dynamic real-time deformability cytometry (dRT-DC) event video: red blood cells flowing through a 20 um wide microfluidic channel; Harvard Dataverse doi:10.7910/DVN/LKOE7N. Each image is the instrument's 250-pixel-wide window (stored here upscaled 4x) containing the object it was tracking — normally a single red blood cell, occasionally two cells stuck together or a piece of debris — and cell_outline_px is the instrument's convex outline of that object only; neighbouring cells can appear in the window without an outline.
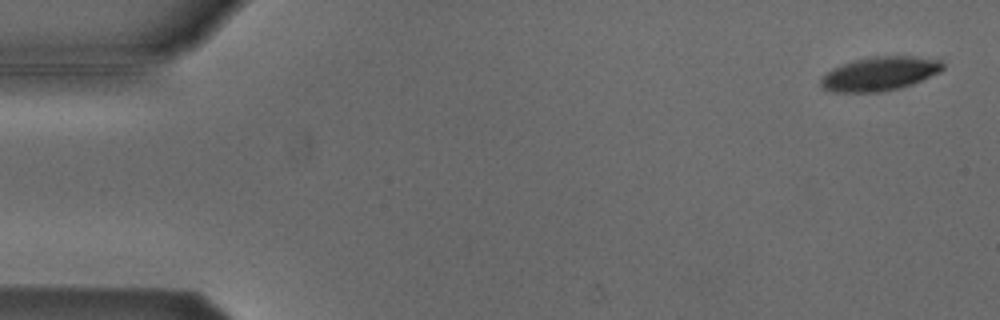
{"species": "Egyptian fruit bat (a non-hibernating species)", "species_latin": "Rousettus aegyptiacus", "temperature_condition": "cold", "stored_images_in_passage": 54, "camera_frame_rate_fps": 3000, "um_per_image_px": 0.085, "animal": {"sex": "male"}, "frame": {"image": 1, "passage_image": 2, "time_ms": 0.333, "image_size_px": [1000, 320], "cell_outline_px": [[944, 68], [940, 72], [912, 84], [900, 88], [880, 92], [832, 92], [824, 88], [820, 84], [820, 80], [832, 68], [868, 56], [912, 56], [940, 60], [944, 64]], "centroid_in_image_um": [74.79, 6.27], "position_along_channel_um": 10.2, "area_um2": 23.99}}
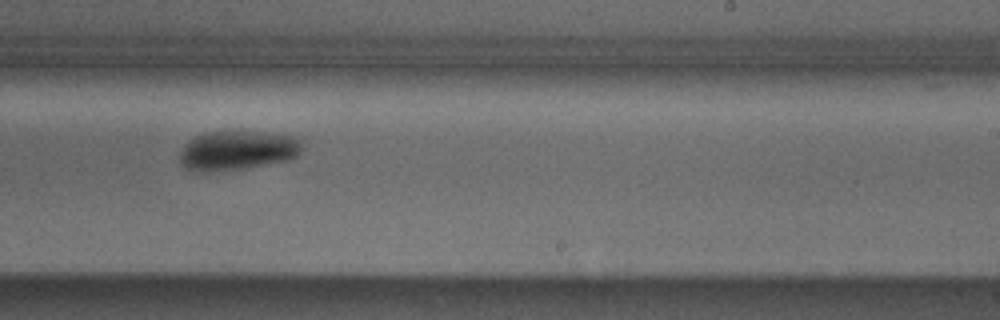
{"frame": {"image": 2, "passage_image": 33, "time_ms": 10.667, "image_size_px": [1000, 320], "cell_outline_px": [[304, 148], [296, 156], [288, 160], [248, 168], [212, 172], [200, 172], [184, 168], [180, 164], [180, 152], [184, 144], [196, 136], [204, 132], [264, 132], [292, 136], [300, 140]], "centroid_in_image_um": [20.16, 12.8], "position_along_channel_um": 268.8, "area_um2": 28.26}}
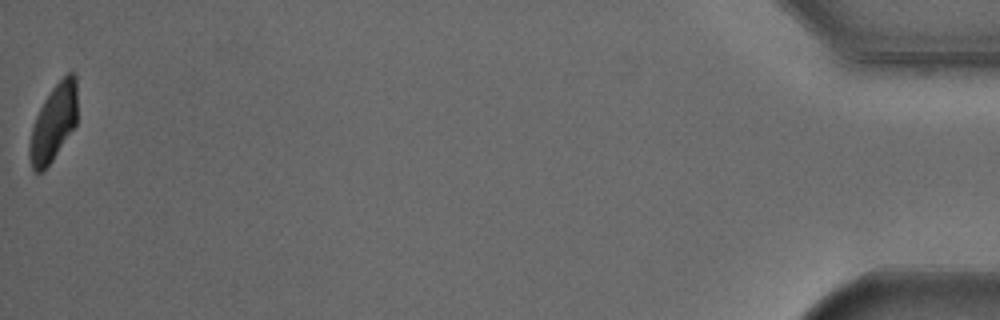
{"frame": {"image": 3, "passage_image": 54, "time_ms": 17.667, "image_size_px": [1000, 320], "cell_outline_px": [[76, 124], [44, 172], [36, 172], [32, 168], [28, 156], [28, 144], [32, 128], [36, 116], [44, 100], [52, 88], [68, 72], [72, 72], [76, 76]], "centroid_in_image_um": [4.52, 10.47], "position_along_channel_um": 430.7, "area_um2": 21.15}, "authors_computed_cell_mechanics": {"area_um2": 26.4146, "velocity_mm_per_s": 3.7729, "shape_relaxation_time_tau1_ms": 3.9511, "shape_relaxation_time_tau2_ms": null, "deformation_change_tau1": 0.1123, "deformation_change_tau2": null}}